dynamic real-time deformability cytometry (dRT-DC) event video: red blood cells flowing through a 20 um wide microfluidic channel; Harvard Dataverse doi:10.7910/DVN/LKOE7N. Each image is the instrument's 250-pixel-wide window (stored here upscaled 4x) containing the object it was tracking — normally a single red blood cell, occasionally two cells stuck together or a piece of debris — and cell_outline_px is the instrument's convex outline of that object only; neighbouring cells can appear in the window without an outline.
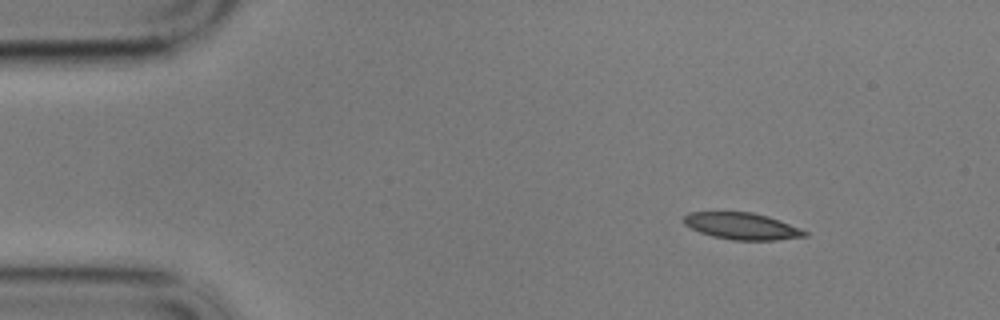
{"species": "common noctule bat (a hibernating species)", "species_latin": "Nyctalus noctula", "temperature_condition": "cold", "stored_images_in_passage": 52, "camera_frame_rate_fps": 3000, "um_per_image_px": 0.085, "animal": {"sex": "male", "body_mass_g": 17.9}, "frame": {"image": 1, "passage_image": 1, "time_ms": 0.0, "image_size_px": [1000, 320], "cell_outline_px": [[808, 236], [776, 240], [732, 240], [712, 236], [700, 232], [684, 224], [684, 216], [688, 212], [752, 212], [768, 216], [780, 220], [800, 228], [808, 232]], "centroid_in_image_um": [63.08, 19.22], "position_along_channel_um": 21.9, "area_um2": 18.84}}
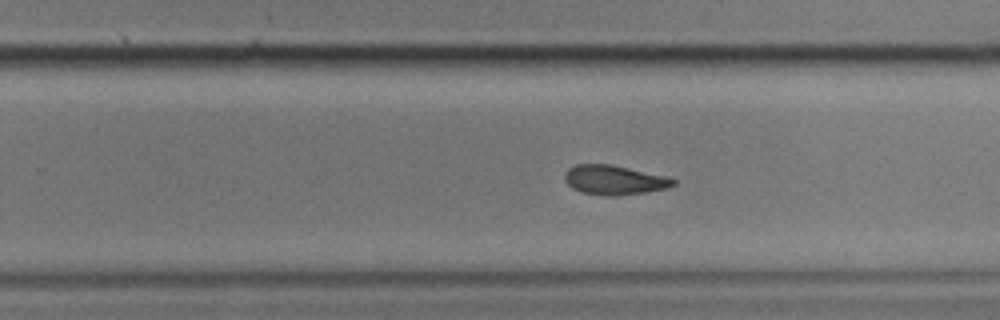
{"frame": {"image": 2, "passage_image": 30, "time_ms": 9.667, "image_size_px": [1000, 320], "cell_outline_px": [[676, 184], [668, 188], [644, 192], [616, 196], [608, 196], [580, 192], [572, 188], [564, 180], [564, 172], [568, 168], [576, 164], [612, 164], [664, 176], [676, 180]], "centroid_in_image_um": [52.17, 15.3], "position_along_channel_um": 277.6, "area_um2": 18.67}}
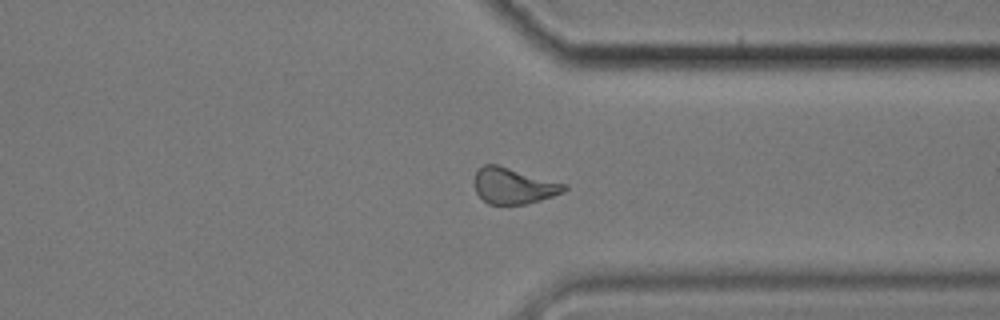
{"frame": {"image": 3, "passage_image": 38, "time_ms": 12.333, "image_size_px": [1000, 320], "cell_outline_px": [[568, 188], [564, 192], [528, 204], [488, 204], [476, 192], [476, 172], [484, 164], [496, 164], [568, 184]], "centroid_in_image_um": [43.7, 15.8], "position_along_channel_um": 367.7, "area_um2": 18.67}, "authors_computed_cell_mechanics": {"area_um2": 19.2474, "velocity_mm_per_s": 3.4076, "shape_relaxation_time_tau1_ms": 6.1013, "shape_relaxation_time_tau2_ms": 8.1122, "deformation_change_tau1": 0.1542, "deformation_change_tau2": 0.1413}}